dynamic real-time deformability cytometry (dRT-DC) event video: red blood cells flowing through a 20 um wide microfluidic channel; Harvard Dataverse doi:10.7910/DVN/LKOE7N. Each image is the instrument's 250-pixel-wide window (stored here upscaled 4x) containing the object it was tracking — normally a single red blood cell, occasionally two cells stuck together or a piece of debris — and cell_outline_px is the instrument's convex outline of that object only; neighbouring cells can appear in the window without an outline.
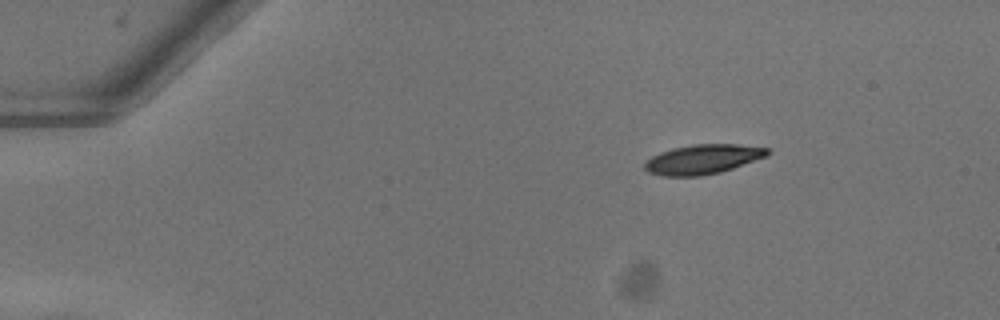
{"species": "common noctule bat (a hibernating species)", "species_latin": "Nyctalus noctula", "temperature_condition": "warm", "stored_images_in_passage": 45, "camera_frame_rate_fps": 3000, "um_per_image_px": 0.085, "animal": {"sex": "female"}, "frame": {"image": 1, "passage_image": 1, "time_ms": 0.0, "image_size_px": [1000, 320], "cell_outline_px": [[772, 152], [768, 156], [720, 172], [700, 176], [660, 176], [648, 172], [644, 168], [644, 164], [652, 156], [660, 152], [672, 148], [692, 144], [736, 144], [768, 148]], "centroid_in_image_um": [59.74, 13.53], "position_along_channel_um": 25.3, "area_um2": 21.21}}
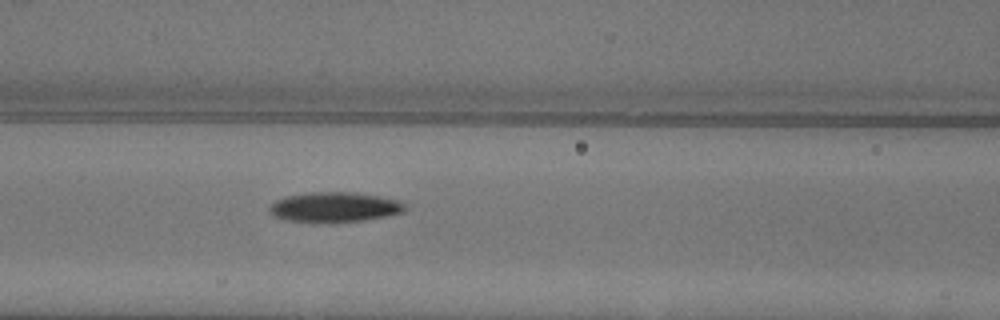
{"frame": {"image": 2, "passage_image": 16, "time_ms": 5.0, "image_size_px": [1000, 320], "cell_outline_px": [[404, 208], [400, 212], [384, 216], [364, 220], [288, 220], [272, 216], [268, 212], [268, 208], [276, 200], [288, 196], [312, 192], [356, 192], [380, 196], [400, 200], [404, 204]], "centroid_in_image_um": [28.42, 17.56], "position_along_channel_um": 138.2, "area_um2": 22.77}}
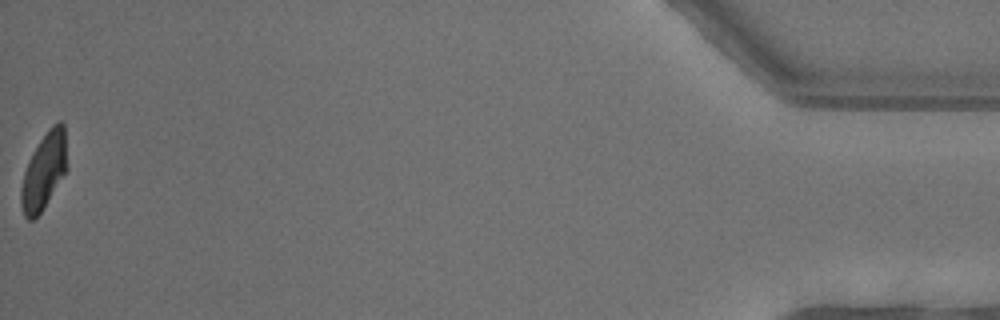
{"frame": {"image": 3, "passage_image": 45, "time_ms": 14.667, "image_size_px": [1000, 320], "cell_outline_px": [[68, 168], [40, 212], [32, 220], [28, 220], [24, 216], [20, 204], [20, 188], [24, 172], [28, 160], [32, 152], [48, 128], [52, 124], [60, 120], [64, 124]], "centroid_in_image_um": [3.73, 14.5], "position_along_channel_um": 431.5, "area_um2": 20.52}, "authors_computed_cell_mechanics": {"area_um2": 22.7732, "velocity_mm_per_s": 4.0325, "shape_relaxation_time_tau1_ms": 4.7298, "shape_relaxation_time_tau2_ms": null, "deformation_change_tau1": 0.1719, "deformation_change_tau2": null}}